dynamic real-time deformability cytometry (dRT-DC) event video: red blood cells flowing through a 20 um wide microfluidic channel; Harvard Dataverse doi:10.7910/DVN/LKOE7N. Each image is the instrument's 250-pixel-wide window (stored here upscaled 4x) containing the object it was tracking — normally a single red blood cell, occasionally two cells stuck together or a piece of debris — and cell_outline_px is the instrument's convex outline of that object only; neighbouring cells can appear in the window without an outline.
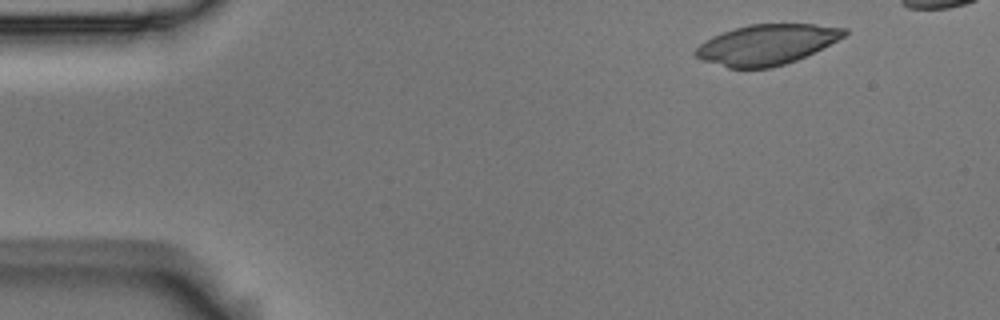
{"species": "Egyptian fruit bat (a non-hibernating species)", "species_latin": "Rousettus aegyptiacus", "temperature_condition": "room temperature", "stored_images_in_passage": 5, "camera_frame_rate_fps": 3000, "um_per_image_px": 0.085, "animal": {"sex": "male"}, "frame": {"image": 1, "passage_image": 1, "time_ms": 0.0, "image_size_px": [1000, 320], "cell_outline_px": [[848, 32], [844, 36], [796, 60], [772, 68], [728, 68], [700, 60], [692, 52], [700, 44], [712, 36], [732, 28], [748, 24], [816, 24], [848, 28]], "centroid_in_image_um": [65.11, 3.78], "position_along_channel_um": 19.9, "area_um2": 34.85}}
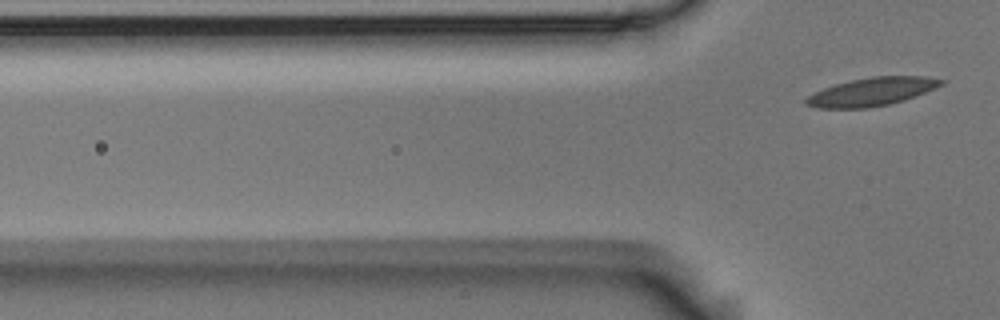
{"frame": {"image": 2, "passage_image": 5, "time_ms": 1.333, "image_size_px": [1000, 320], "cell_outline_px": [[944, 84], [904, 100], [888, 104], [864, 108], [820, 108], [804, 104], [804, 100], [808, 96], [824, 88], [836, 84], [852, 80], [872, 76], [924, 76], [944, 80]], "centroid_in_image_um": [74.09, 7.79], "position_along_channel_um": 51.7, "area_um2": 21.85}}